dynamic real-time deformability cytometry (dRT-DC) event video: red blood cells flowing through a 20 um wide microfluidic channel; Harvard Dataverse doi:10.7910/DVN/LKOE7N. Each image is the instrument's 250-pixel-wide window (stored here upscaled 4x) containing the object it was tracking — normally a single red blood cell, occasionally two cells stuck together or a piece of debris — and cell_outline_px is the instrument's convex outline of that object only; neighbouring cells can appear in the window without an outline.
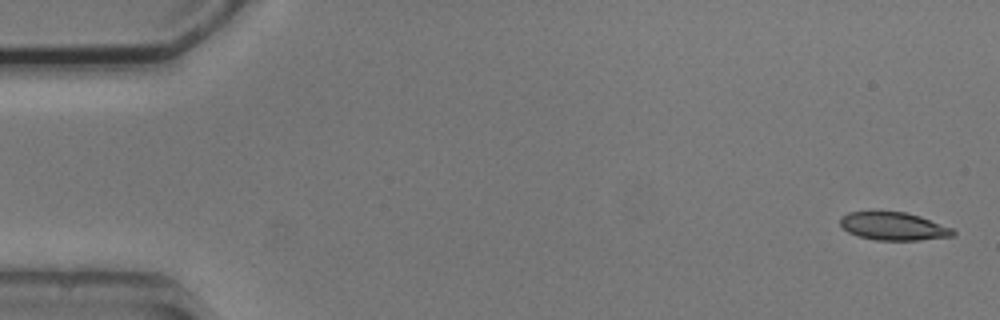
{"species": "common noctule bat (a hibernating species)", "species_latin": "Nyctalus noctula", "temperature_condition": "cold", "stored_images_in_passage": 5, "camera_frame_rate_fps": 3000, "um_per_image_px": 0.085, "animal": {"sex": "male", "body_mass_g": 20.5, "forearm_length_mm": 52.5}, "frame": {"image": 1, "passage_image": 1, "time_ms": 0.0, "image_size_px": [1000, 320], "cell_outline_px": [[956, 236], [920, 240], [876, 240], [856, 236], [848, 232], [840, 224], [840, 216], [848, 212], [880, 208], [904, 212], [920, 216], [952, 228], [956, 232]], "centroid_in_image_um": [75.9, 19.19], "position_along_channel_um": 9.1, "area_um2": 19.25}}
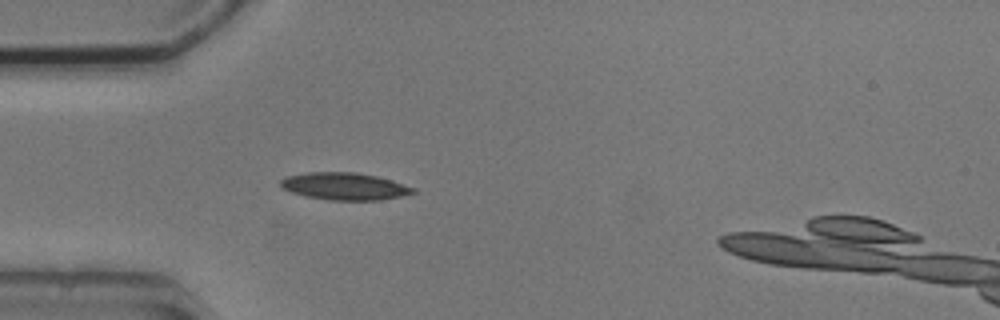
{"frame": {"image": 2, "passage_image": 5, "time_ms": 4.667, "image_size_px": [1000, 320], "cell_outline_px": [[416, 192], [400, 196], [380, 200], [328, 200], [308, 196], [292, 192], [280, 188], [280, 180], [284, 176], [308, 172], [356, 172], [376, 176], [392, 180], [416, 188]], "centroid_in_image_um": [29.27, 15.82], "position_along_channel_um": 55.7, "area_um2": 21.1}}